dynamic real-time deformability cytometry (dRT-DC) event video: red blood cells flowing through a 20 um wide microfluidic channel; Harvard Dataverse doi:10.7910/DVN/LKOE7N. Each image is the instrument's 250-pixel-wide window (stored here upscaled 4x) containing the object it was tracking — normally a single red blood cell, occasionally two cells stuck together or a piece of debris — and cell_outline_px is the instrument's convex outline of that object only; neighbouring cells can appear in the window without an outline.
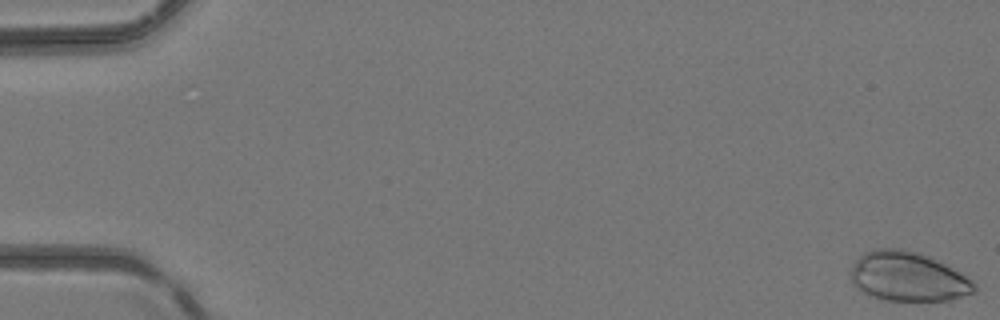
{"species": "common noctule bat (a hibernating species)", "species_latin": "Nyctalus noctula", "temperature_condition": "room temperature", "stored_images_in_passage": 6, "camera_frame_rate_fps": 3000, "um_per_image_px": 0.085, "animal": {"sex": "female", "body_mass_g": 24.6, "forearm_length_mm": 56.2}, "frame": {"image": 1, "passage_image": 1, "time_ms": 0.0, "image_size_px": [1000, 320], "cell_outline_px": [[976, 292], [948, 300], [888, 300], [872, 296], [856, 288], [852, 284], [852, 268], [856, 260], [864, 252], [876, 248], [900, 248], [920, 252], [948, 264], [968, 276], [976, 284]], "centroid_in_image_um": [77.22, 23.49], "position_along_channel_um": 7.8, "area_um2": 35.78}}